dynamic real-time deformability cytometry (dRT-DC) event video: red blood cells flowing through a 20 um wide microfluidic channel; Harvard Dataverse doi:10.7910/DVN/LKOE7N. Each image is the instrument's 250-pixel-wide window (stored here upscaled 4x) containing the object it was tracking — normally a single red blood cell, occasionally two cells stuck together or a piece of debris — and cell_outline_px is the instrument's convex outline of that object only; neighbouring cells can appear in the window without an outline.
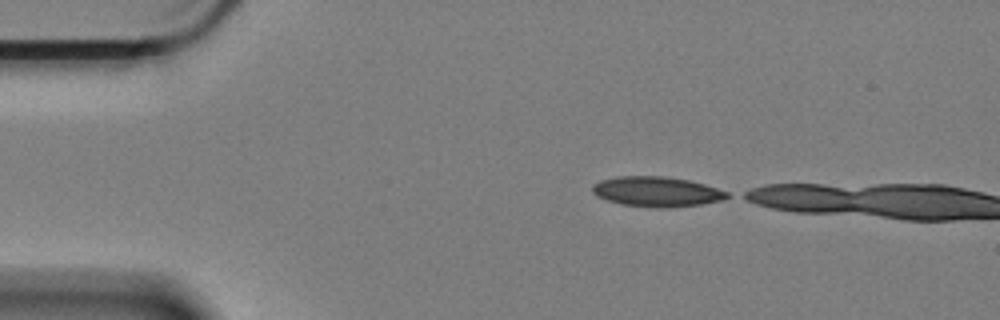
{"species": "Egyptian fruit bat (a non-hibernating species)", "species_latin": "Rousettus aegyptiacus", "temperature_condition": "cold", "stored_images_in_passage": 4, "camera_frame_rate_fps": 3000, "um_per_image_px": 0.085, "animal": {"sex": "female"}, "frame": {"image": 1, "passage_image": 1, "time_ms": 0.0, "image_size_px": [1000, 320], "cell_outline_px": [[732, 196], [720, 200], [700, 204], [660, 208], [620, 204], [596, 196], [592, 192], [592, 184], [600, 180], [616, 176], [664, 176], [688, 180], [704, 184], [728, 192]], "centroid_in_image_um": [55.78, 16.28], "position_along_channel_um": 29.2, "area_um2": 23.47}}